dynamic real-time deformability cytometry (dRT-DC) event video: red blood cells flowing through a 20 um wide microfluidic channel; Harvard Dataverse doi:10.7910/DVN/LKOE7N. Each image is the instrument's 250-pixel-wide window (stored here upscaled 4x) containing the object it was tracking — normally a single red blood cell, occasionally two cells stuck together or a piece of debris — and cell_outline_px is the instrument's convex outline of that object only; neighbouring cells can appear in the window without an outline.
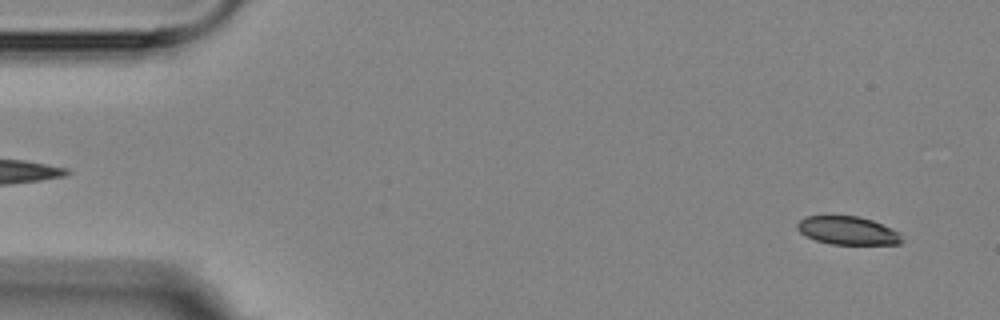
{"species": "Egyptian fruit bat (a non-hibernating species)", "species_latin": "Rousettus aegyptiacus", "temperature_condition": "room temperature", "stored_images_in_passage": 4, "segment_of_instrument_passage": [2, 2], "camera_frame_rate_fps": 3000, "um_per_image_px": 0.085, "animal": {"sex": "female"}, "frame": {"image": 1, "passage_image": 4, "time_ms": 3.667, "image_size_px": [1000, 320], "cell_outline_px": [[904, 240], [900, 244], [832, 244], [816, 240], [800, 232], [796, 228], [796, 224], [804, 216], [856, 216], [872, 220], [900, 232]], "centroid_in_image_um": [72.07, 19.6], "position_along_channel_um": 12.9, "area_um2": 17.17}}